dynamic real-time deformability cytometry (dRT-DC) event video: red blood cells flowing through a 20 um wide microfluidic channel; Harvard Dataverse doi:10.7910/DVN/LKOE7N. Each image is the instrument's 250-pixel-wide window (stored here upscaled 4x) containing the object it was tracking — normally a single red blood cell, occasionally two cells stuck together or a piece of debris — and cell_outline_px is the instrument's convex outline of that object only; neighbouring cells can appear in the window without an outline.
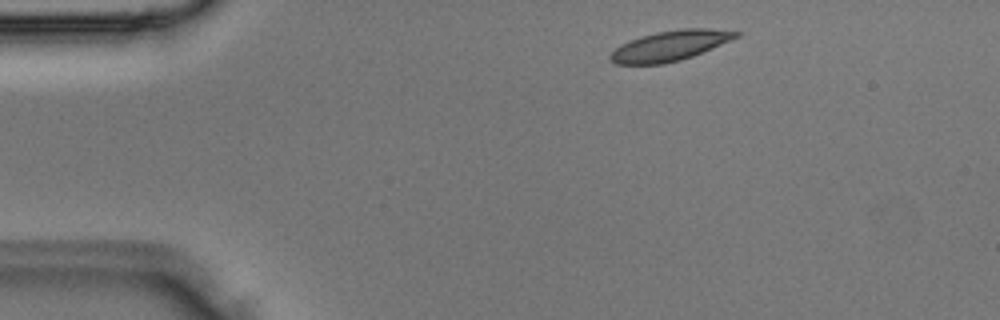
{"species": "Egyptian fruit bat (a non-hibernating species)", "species_latin": "Rousettus aegyptiacus", "temperature_condition": "room temperature", "stored_images_in_passage": 2, "camera_frame_rate_fps": 3000, "um_per_image_px": 0.085, "animal": {"sex": "male"}, "frame": {"image": 1, "passage_image": 1, "time_ms": 0.0, "image_size_px": [1000, 320], "cell_outline_px": [[740, 36], [712, 48], [692, 56], [680, 60], [664, 64], [616, 64], [608, 60], [608, 56], [620, 44], [628, 40], [640, 36], [656, 32], [680, 28], [708, 28], [740, 32]], "centroid_in_image_um": [56.91, 3.88], "position_along_channel_um": 28.1, "area_um2": 22.2}}